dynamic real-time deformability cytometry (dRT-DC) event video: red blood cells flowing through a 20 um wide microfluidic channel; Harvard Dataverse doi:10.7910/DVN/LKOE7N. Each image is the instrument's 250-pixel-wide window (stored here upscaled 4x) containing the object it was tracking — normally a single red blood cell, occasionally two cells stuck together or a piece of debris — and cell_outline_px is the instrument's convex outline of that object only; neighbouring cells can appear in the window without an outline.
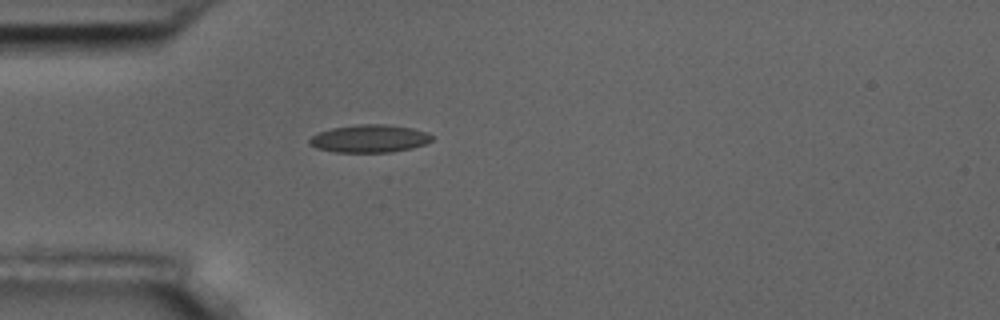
{"species": "common noctule bat (a hibernating species)", "species_latin": "Nyctalus noctula", "temperature_condition": "room temperature", "stored_images_in_passage": 4, "camera_frame_rate_fps": 3000, "um_per_image_px": 0.085, "animal": {"sex": "male", "body_mass_g": 17.5, "forearm_length_mm": 52.3}, "frame": {"image": 1, "passage_image": 4, "time_ms": 3.667, "image_size_px": [1000, 320], "cell_outline_px": [[432, 140], [424, 144], [412, 148], [392, 152], [332, 152], [316, 148], [308, 144], [308, 140], [312, 136], [320, 132], [332, 128], [356, 124], [384, 124], [412, 128], [424, 132], [432, 136]], "centroid_in_image_um": [31.36, 11.79], "position_along_channel_um": 53.6, "area_um2": 19.77}}